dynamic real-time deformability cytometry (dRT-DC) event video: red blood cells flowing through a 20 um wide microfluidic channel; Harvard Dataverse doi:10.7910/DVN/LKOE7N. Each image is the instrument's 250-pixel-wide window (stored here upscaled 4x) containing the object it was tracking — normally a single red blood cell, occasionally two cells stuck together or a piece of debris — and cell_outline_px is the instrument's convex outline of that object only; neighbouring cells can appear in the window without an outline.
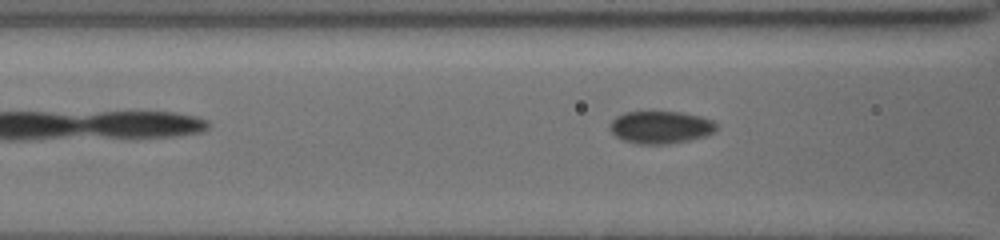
{"species": "common noctule bat (a hibernating species)", "species_latin": "Nyctalus noctula", "temperature_condition": "cold", "stored_images_in_passage": 13, "camera_frame_rate_fps": 3000, "um_per_image_px": 0.085, "animal": {"sex": "female", "body_mass_g": 19.5, "forearm_length_mm": 54.1}, "frame": {"image": 1, "passage_image": 13, "time_ms": 3.667, "image_size_px": [1000, 240], "cell_outline_px": [[716, 128], [712, 132], [704, 136], [688, 140], [668, 144], [636, 144], [624, 140], [616, 136], [612, 132], [612, 120], [616, 116], [624, 112], [680, 112], [700, 116], [712, 120], [716, 124]], "centroid_in_image_um": [56.15, 10.81], "position_along_channel_um": 110.5, "area_um2": 19.88}}